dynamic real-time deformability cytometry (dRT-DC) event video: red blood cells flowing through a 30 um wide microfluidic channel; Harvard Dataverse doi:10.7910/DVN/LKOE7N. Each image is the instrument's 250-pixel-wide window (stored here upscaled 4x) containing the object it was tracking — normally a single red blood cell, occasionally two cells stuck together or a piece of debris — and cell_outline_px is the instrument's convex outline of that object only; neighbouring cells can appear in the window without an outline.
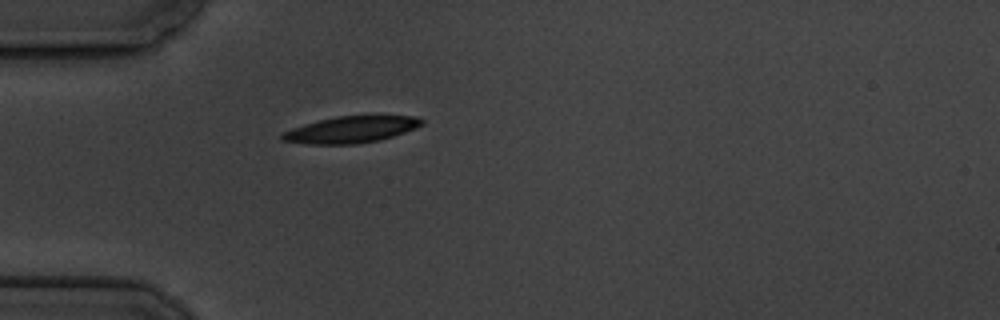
{"species": "common noctule bat (a hibernating species)", "species_latin": "Nyctalus noctula", "temperature_condition": "cold", "stored_images_in_passage": 5, "camera_frame_rate_fps": 3000, "um_per_image_px": 0.085, "animal": {"sex": "male", "body_mass_g": 19.5, "forearm_length_mm": 54.6}, "frame": {"image": 1, "passage_image": 5, "time_ms": 5.667, "image_size_px": [1000, 320], "cell_outline_px": [[424, 124], [416, 128], [380, 140], [356, 144], [312, 144], [280, 140], [280, 136], [284, 132], [292, 128], [304, 124], [336, 116], [372, 112], [376, 112], [416, 116], [424, 120]], "centroid_in_image_um": [29.96, 10.94], "position_along_channel_um": 55.0, "area_um2": 22.66}}